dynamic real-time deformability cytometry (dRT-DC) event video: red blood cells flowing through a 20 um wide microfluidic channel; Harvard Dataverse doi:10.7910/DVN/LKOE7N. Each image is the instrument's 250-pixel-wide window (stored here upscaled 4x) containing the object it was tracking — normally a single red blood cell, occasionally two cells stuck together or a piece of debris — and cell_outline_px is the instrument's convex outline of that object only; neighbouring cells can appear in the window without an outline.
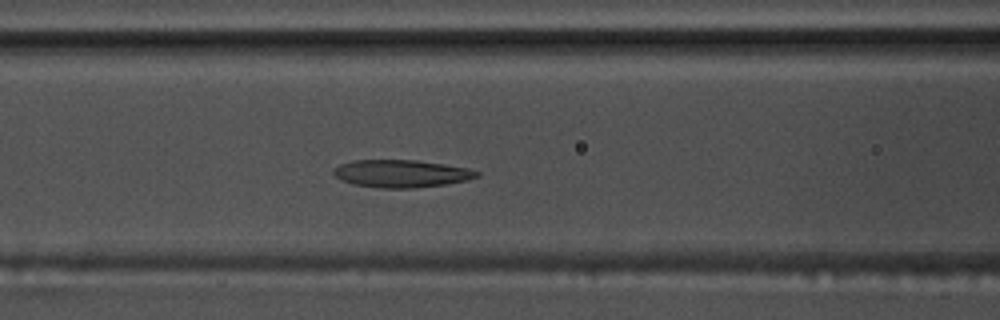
{"species": "common noctule bat (a hibernating species)", "species_latin": "Nyctalus noctula", "temperature_condition": "warm", "stored_images_in_passage": 39, "camera_frame_rate_fps": 3000, "um_per_image_px": 0.085, "animal": {"sex": "male", "body_mass_g": 17.5, "forearm_length_mm": 52.3}, "frame": {"image": 1, "passage_image": 6, "time_ms": 1.667, "image_size_px": [1000, 320], "cell_outline_px": [[480, 176], [468, 180], [444, 184], [416, 188], [384, 188], [356, 184], [344, 180], [336, 176], [332, 172], [332, 168], [340, 164], [352, 160], [416, 160], [444, 164], [468, 168], [480, 172]], "centroid_in_image_um": [34.14, 14.74], "position_along_channel_um": 132.5, "area_um2": 22.89}}
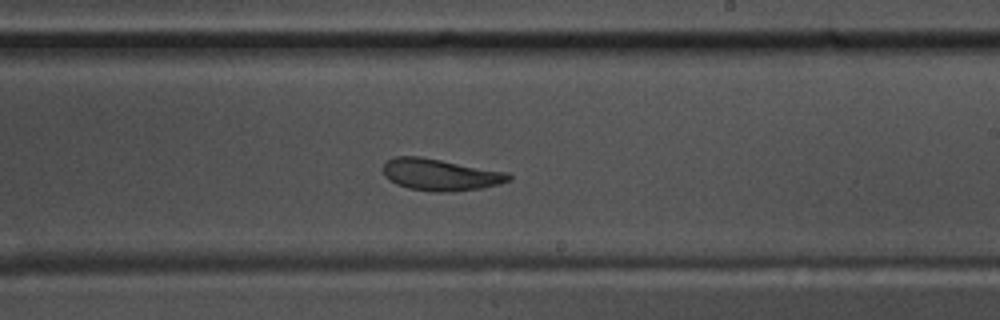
{"frame": {"image": 2, "passage_image": 16, "time_ms": 5.0, "image_size_px": [1000, 320], "cell_outline_px": [[512, 180], [500, 184], [480, 188], [444, 192], [432, 192], [408, 188], [396, 184], [384, 176], [384, 164], [388, 160], [396, 156], [420, 156], [508, 172], [512, 176]], "centroid_in_image_um": [37.45, 14.84], "position_along_channel_um": 251.6, "area_um2": 23.24}}
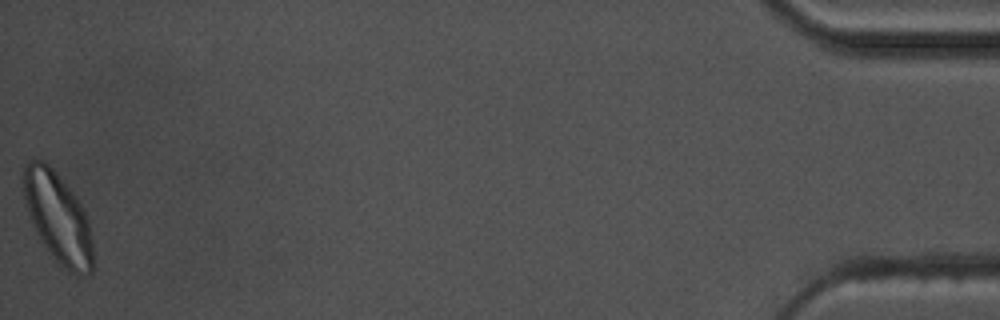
{"frame": {"image": 3, "passage_image": 39, "time_ms": 12.667, "image_size_px": [1000, 320], "cell_outline_px": [[92, 272], [88, 276], [76, 276], [64, 268], [56, 260], [44, 244], [36, 232], [28, 212], [24, 196], [24, 168], [28, 160], [44, 160], [56, 172], [76, 196], [88, 216], [92, 240]], "centroid_in_image_um": [4.96, 18.52], "position_along_channel_um": 430.2, "area_um2": 36.36}}